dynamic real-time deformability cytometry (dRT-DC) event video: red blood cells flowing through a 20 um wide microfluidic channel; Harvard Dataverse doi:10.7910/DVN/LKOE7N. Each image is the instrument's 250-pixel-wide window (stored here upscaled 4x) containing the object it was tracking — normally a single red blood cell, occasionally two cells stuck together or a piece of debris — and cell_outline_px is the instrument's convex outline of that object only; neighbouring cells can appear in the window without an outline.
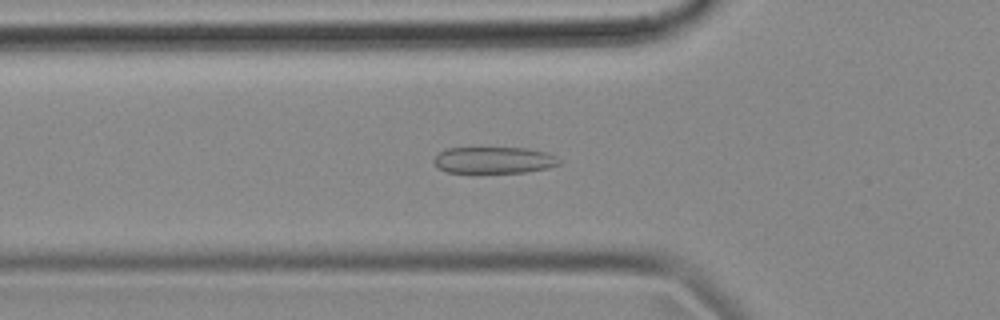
{"species": "common noctule bat (a hibernating species)", "species_latin": "Nyctalus noctula", "temperature_condition": "cold", "stored_images_in_passage": 54, "camera_frame_rate_fps": 3000, "um_per_image_px": 0.085, "animal": {"sex": "female", "body_mass_g": 18.4}, "frame": {"image": 1, "passage_image": 18, "time_ms": 5.667, "image_size_px": [1000, 320], "cell_outline_px": [[560, 164], [548, 168], [524, 172], [444, 172], [432, 160], [440, 152], [448, 148], [528, 148], [548, 152], [556, 156], [560, 160]], "centroid_in_image_um": [42.02, 13.6], "position_along_channel_um": 83.8, "area_um2": 19.31}}
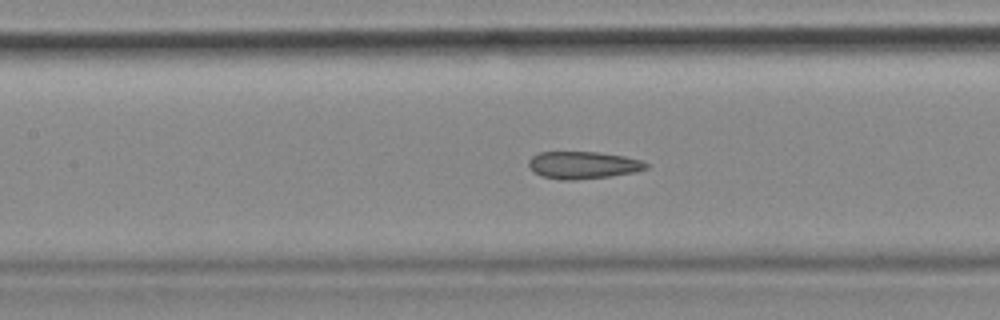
{"frame": {"image": 2, "passage_image": 24, "time_ms": 7.667, "image_size_px": [1000, 320], "cell_outline_px": [[648, 168], [636, 172], [608, 176], [572, 180], [560, 180], [540, 176], [528, 164], [528, 160], [532, 156], [540, 152], [596, 152], [624, 156], [640, 160], [648, 164]], "centroid_in_image_um": [49.55, 14.03], "position_along_channel_um": 157.8, "area_um2": 18.55}}
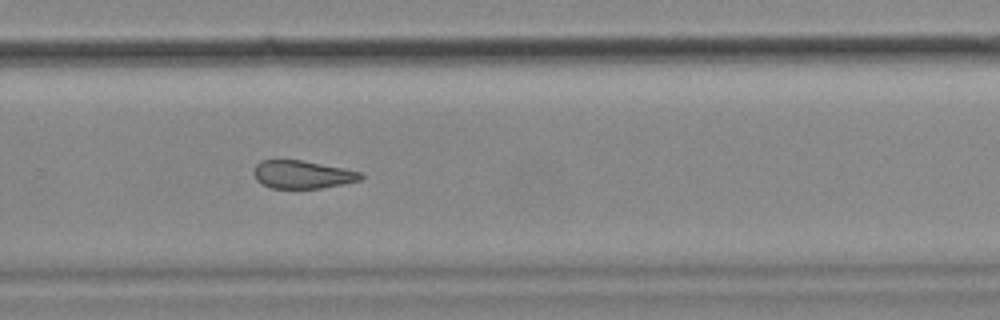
{"frame": {"image": 3, "passage_image": 36, "time_ms": 11.667, "image_size_px": [1000, 320], "cell_outline_px": [[364, 176], [360, 180], [344, 184], [320, 188], [272, 188], [260, 184], [256, 180], [252, 172], [256, 164], [260, 160], [300, 160], [364, 172]], "centroid_in_image_um": [25.69, 14.84], "position_along_channel_um": 304.1, "area_um2": 17.57}, "authors_computed_cell_mechanics": {"area_um2": 19.7098, "velocity_mm_per_s": 3.6709, "shape_relaxation_time_tau1_ms": null, "shape_relaxation_time_tau2_ms": 3.1212, "deformation_change_tau1": null, "deformation_change_tau2": 0.0894}}